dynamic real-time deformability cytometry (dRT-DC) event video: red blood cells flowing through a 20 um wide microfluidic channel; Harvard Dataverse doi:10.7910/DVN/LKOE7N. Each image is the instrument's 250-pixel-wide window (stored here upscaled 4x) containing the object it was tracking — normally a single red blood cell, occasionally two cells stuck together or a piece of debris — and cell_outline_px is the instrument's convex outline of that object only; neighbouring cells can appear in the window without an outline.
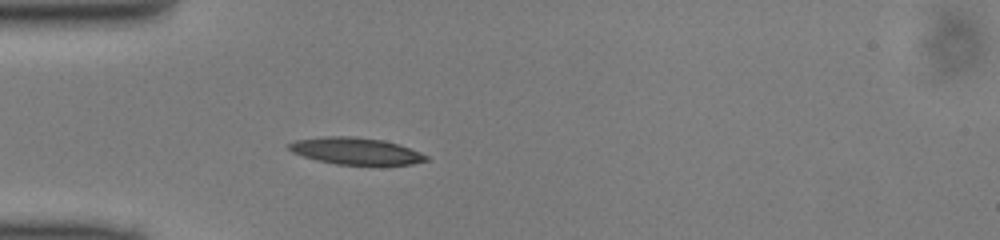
{"species": "common noctule bat (a hibernating species)", "species_latin": "Nyctalus noctula", "temperature_condition": "cold", "stored_images_in_passage": 36, "camera_frame_rate_fps": 3000, "um_per_image_px": 0.085, "animal": {"sex": "male", "body_mass_g": 13.0, "forearm_length_mm": 53.1}, "frame": {"image": 1, "passage_image": 1, "time_ms": 0.0, "image_size_px": [1000, 240], "cell_outline_px": [[428, 160], [412, 164], [336, 164], [316, 160], [292, 152], [288, 148], [288, 144], [296, 140], [324, 136], [352, 136], [384, 140], [400, 144], [420, 152], [428, 156]], "centroid_in_image_um": [30.24, 12.82], "position_along_channel_um": 54.8, "area_um2": 21.33}}
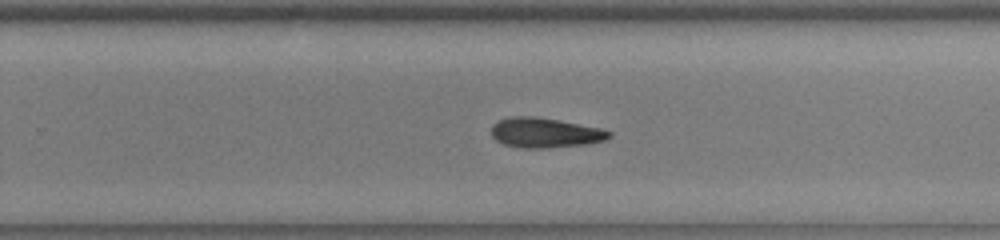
{"frame": {"image": 2, "passage_image": 18, "time_ms": 5.667, "image_size_px": [1000, 240], "cell_outline_px": [[612, 136], [604, 140], [588, 144], [548, 148], [520, 148], [504, 144], [496, 140], [492, 136], [492, 124], [496, 120], [508, 116], [532, 116], [556, 120], [600, 128], [612, 132]], "centroid_in_image_um": [46.29, 11.28], "position_along_channel_um": 283.5, "area_um2": 20.58}}
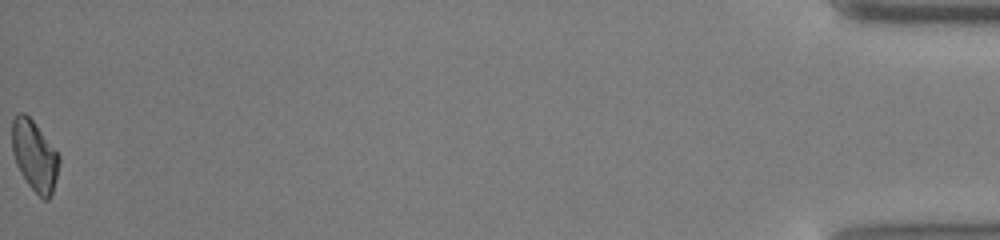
{"frame": {"image": 3, "passage_image": 36, "time_ms": 11.667, "image_size_px": [1000, 240], "cell_outline_px": [[60, 164], [56, 180], [52, 192], [48, 200], [44, 200], [28, 184], [20, 172], [16, 164], [12, 152], [12, 120], [16, 112], [24, 112], [32, 120], [60, 156]], "centroid_in_image_um": [2.92, 13.22], "position_along_channel_um": 432.3, "area_um2": 19.25}}